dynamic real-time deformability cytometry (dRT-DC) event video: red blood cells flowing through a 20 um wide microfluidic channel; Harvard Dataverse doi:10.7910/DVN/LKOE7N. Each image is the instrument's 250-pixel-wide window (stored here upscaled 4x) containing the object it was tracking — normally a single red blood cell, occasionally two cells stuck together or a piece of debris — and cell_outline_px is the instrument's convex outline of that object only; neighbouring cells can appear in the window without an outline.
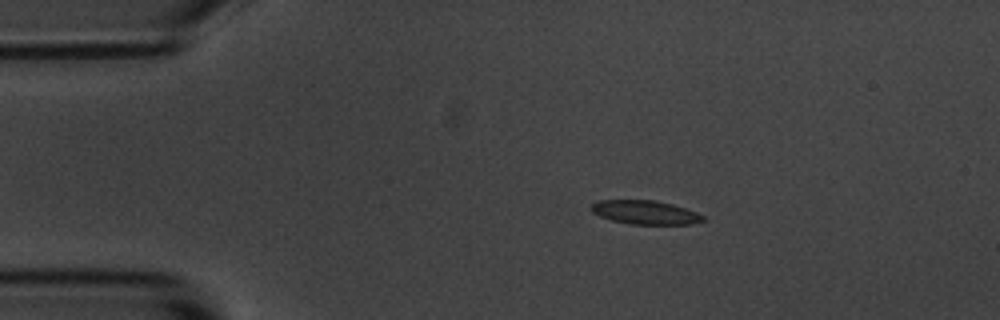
{"species": "common noctule bat (a hibernating species)", "species_latin": "Nyctalus noctula", "temperature_condition": "room temperature", "stored_images_in_passage": 4, "camera_frame_rate_fps": 3000, "um_per_image_px": 0.085, "animal": {"sex": "male", "body_mass_g": 20.1, "forearm_length_mm": 53.5}, "frame": {"image": 1, "passage_image": 2, "time_ms": 1.0, "image_size_px": [1000, 320], "cell_outline_px": [[708, 220], [692, 224], [632, 224], [612, 220], [600, 216], [592, 212], [592, 204], [596, 200], [656, 200], [672, 204], [696, 212], [704, 216]], "centroid_in_image_um": [54.87, 18.05], "position_along_channel_um": 30.1, "area_um2": 15.49}}
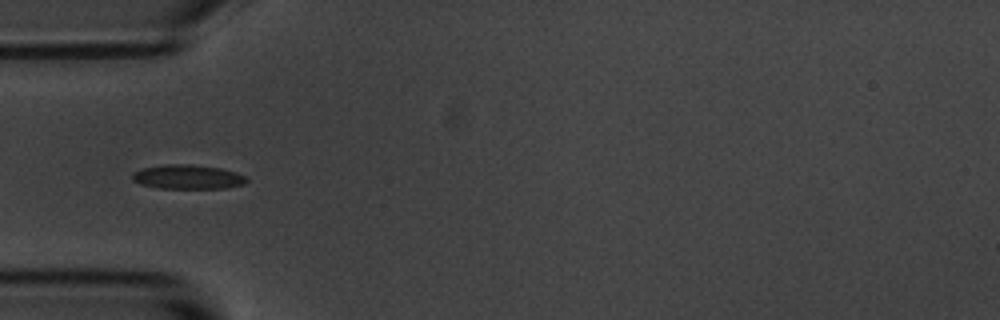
{"frame": {"image": 2, "passage_image": 4, "time_ms": 3.333, "image_size_px": [1000, 320], "cell_outline_px": [[248, 180], [244, 184], [228, 188], [160, 188], [140, 184], [132, 180], [132, 172], [144, 168], [164, 164], [192, 164], [220, 168], [236, 172], [248, 176]], "centroid_in_image_um": [15.99, 15.03], "position_along_channel_um": 69.0, "area_um2": 16.3}}